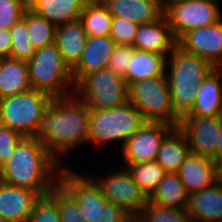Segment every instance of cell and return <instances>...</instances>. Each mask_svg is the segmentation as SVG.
<instances>
[{
  "mask_svg": "<svg viewBox=\"0 0 222 222\" xmlns=\"http://www.w3.org/2000/svg\"><path fill=\"white\" fill-rule=\"evenodd\" d=\"M89 118V107L76 95L53 98L37 138L58 162L74 146L88 143Z\"/></svg>",
  "mask_w": 222,
  "mask_h": 222,
  "instance_id": "cell-1",
  "label": "cell"
},
{
  "mask_svg": "<svg viewBox=\"0 0 222 222\" xmlns=\"http://www.w3.org/2000/svg\"><path fill=\"white\" fill-rule=\"evenodd\" d=\"M59 163L37 137H25L0 168V181L44 196L58 184Z\"/></svg>",
  "mask_w": 222,
  "mask_h": 222,
  "instance_id": "cell-2",
  "label": "cell"
},
{
  "mask_svg": "<svg viewBox=\"0 0 222 222\" xmlns=\"http://www.w3.org/2000/svg\"><path fill=\"white\" fill-rule=\"evenodd\" d=\"M170 71L165 73L170 87L171 102L175 114L182 119L194 105L199 84L215 67L207 60L189 53L179 45L169 55Z\"/></svg>",
  "mask_w": 222,
  "mask_h": 222,
  "instance_id": "cell-3",
  "label": "cell"
},
{
  "mask_svg": "<svg viewBox=\"0 0 222 222\" xmlns=\"http://www.w3.org/2000/svg\"><path fill=\"white\" fill-rule=\"evenodd\" d=\"M52 100L51 95L35 89L0 99V124L23 137H37Z\"/></svg>",
  "mask_w": 222,
  "mask_h": 222,
  "instance_id": "cell-4",
  "label": "cell"
},
{
  "mask_svg": "<svg viewBox=\"0 0 222 222\" xmlns=\"http://www.w3.org/2000/svg\"><path fill=\"white\" fill-rule=\"evenodd\" d=\"M27 65L32 89L43 91L53 98L74 94L75 84L71 70L64 63L55 43L37 49ZM69 87L72 90L68 94L66 89L70 90Z\"/></svg>",
  "mask_w": 222,
  "mask_h": 222,
  "instance_id": "cell-5",
  "label": "cell"
},
{
  "mask_svg": "<svg viewBox=\"0 0 222 222\" xmlns=\"http://www.w3.org/2000/svg\"><path fill=\"white\" fill-rule=\"evenodd\" d=\"M89 110L88 143L100 145L120 141L123 146L146 123L140 111L130 102L110 109Z\"/></svg>",
  "mask_w": 222,
  "mask_h": 222,
  "instance_id": "cell-6",
  "label": "cell"
},
{
  "mask_svg": "<svg viewBox=\"0 0 222 222\" xmlns=\"http://www.w3.org/2000/svg\"><path fill=\"white\" fill-rule=\"evenodd\" d=\"M128 102L143 115L146 122L178 127L181 120L174 112L166 76L143 79L128 85Z\"/></svg>",
  "mask_w": 222,
  "mask_h": 222,
  "instance_id": "cell-7",
  "label": "cell"
},
{
  "mask_svg": "<svg viewBox=\"0 0 222 222\" xmlns=\"http://www.w3.org/2000/svg\"><path fill=\"white\" fill-rule=\"evenodd\" d=\"M74 95L89 108L110 109L128 102L125 79L106 67L85 75L76 85Z\"/></svg>",
  "mask_w": 222,
  "mask_h": 222,
  "instance_id": "cell-8",
  "label": "cell"
},
{
  "mask_svg": "<svg viewBox=\"0 0 222 222\" xmlns=\"http://www.w3.org/2000/svg\"><path fill=\"white\" fill-rule=\"evenodd\" d=\"M220 8L218 3L206 0H164V16L177 40L188 31L219 21Z\"/></svg>",
  "mask_w": 222,
  "mask_h": 222,
  "instance_id": "cell-9",
  "label": "cell"
},
{
  "mask_svg": "<svg viewBox=\"0 0 222 222\" xmlns=\"http://www.w3.org/2000/svg\"><path fill=\"white\" fill-rule=\"evenodd\" d=\"M93 180L100 187L107 202L121 207L131 217H137L146 206L148 197L133 181L126 167Z\"/></svg>",
  "mask_w": 222,
  "mask_h": 222,
  "instance_id": "cell-10",
  "label": "cell"
},
{
  "mask_svg": "<svg viewBox=\"0 0 222 222\" xmlns=\"http://www.w3.org/2000/svg\"><path fill=\"white\" fill-rule=\"evenodd\" d=\"M58 175V185L76 202L81 218L85 222H93L107 203L100 187L91 176H81L67 167L61 166Z\"/></svg>",
  "mask_w": 222,
  "mask_h": 222,
  "instance_id": "cell-11",
  "label": "cell"
},
{
  "mask_svg": "<svg viewBox=\"0 0 222 222\" xmlns=\"http://www.w3.org/2000/svg\"><path fill=\"white\" fill-rule=\"evenodd\" d=\"M222 116H185L178 128L185 135L190 152L217 163V139Z\"/></svg>",
  "mask_w": 222,
  "mask_h": 222,
  "instance_id": "cell-12",
  "label": "cell"
},
{
  "mask_svg": "<svg viewBox=\"0 0 222 222\" xmlns=\"http://www.w3.org/2000/svg\"><path fill=\"white\" fill-rule=\"evenodd\" d=\"M174 128L165 123L146 122L123 144L125 164L155 161L163 140Z\"/></svg>",
  "mask_w": 222,
  "mask_h": 222,
  "instance_id": "cell-13",
  "label": "cell"
},
{
  "mask_svg": "<svg viewBox=\"0 0 222 222\" xmlns=\"http://www.w3.org/2000/svg\"><path fill=\"white\" fill-rule=\"evenodd\" d=\"M178 45L185 51L222 68V18L216 23L185 33Z\"/></svg>",
  "mask_w": 222,
  "mask_h": 222,
  "instance_id": "cell-14",
  "label": "cell"
},
{
  "mask_svg": "<svg viewBox=\"0 0 222 222\" xmlns=\"http://www.w3.org/2000/svg\"><path fill=\"white\" fill-rule=\"evenodd\" d=\"M189 194L213 186L222 178L221 166L214 160L190 153L177 171Z\"/></svg>",
  "mask_w": 222,
  "mask_h": 222,
  "instance_id": "cell-15",
  "label": "cell"
},
{
  "mask_svg": "<svg viewBox=\"0 0 222 222\" xmlns=\"http://www.w3.org/2000/svg\"><path fill=\"white\" fill-rule=\"evenodd\" d=\"M177 45L178 40L164 15L156 21L139 25L132 43L135 49L158 53L166 57Z\"/></svg>",
  "mask_w": 222,
  "mask_h": 222,
  "instance_id": "cell-16",
  "label": "cell"
},
{
  "mask_svg": "<svg viewBox=\"0 0 222 222\" xmlns=\"http://www.w3.org/2000/svg\"><path fill=\"white\" fill-rule=\"evenodd\" d=\"M40 195L0 181V216L9 222H28Z\"/></svg>",
  "mask_w": 222,
  "mask_h": 222,
  "instance_id": "cell-17",
  "label": "cell"
},
{
  "mask_svg": "<svg viewBox=\"0 0 222 222\" xmlns=\"http://www.w3.org/2000/svg\"><path fill=\"white\" fill-rule=\"evenodd\" d=\"M113 18L137 25L151 23L164 15V0H101Z\"/></svg>",
  "mask_w": 222,
  "mask_h": 222,
  "instance_id": "cell-18",
  "label": "cell"
},
{
  "mask_svg": "<svg viewBox=\"0 0 222 222\" xmlns=\"http://www.w3.org/2000/svg\"><path fill=\"white\" fill-rule=\"evenodd\" d=\"M115 46L110 36L88 37L81 59L71 70L74 84L88 73L106 68Z\"/></svg>",
  "mask_w": 222,
  "mask_h": 222,
  "instance_id": "cell-19",
  "label": "cell"
},
{
  "mask_svg": "<svg viewBox=\"0 0 222 222\" xmlns=\"http://www.w3.org/2000/svg\"><path fill=\"white\" fill-rule=\"evenodd\" d=\"M187 213L192 222L222 220V178L207 189L189 194Z\"/></svg>",
  "mask_w": 222,
  "mask_h": 222,
  "instance_id": "cell-20",
  "label": "cell"
},
{
  "mask_svg": "<svg viewBox=\"0 0 222 222\" xmlns=\"http://www.w3.org/2000/svg\"><path fill=\"white\" fill-rule=\"evenodd\" d=\"M222 68H215L199 84L191 112L187 116H222Z\"/></svg>",
  "mask_w": 222,
  "mask_h": 222,
  "instance_id": "cell-21",
  "label": "cell"
},
{
  "mask_svg": "<svg viewBox=\"0 0 222 222\" xmlns=\"http://www.w3.org/2000/svg\"><path fill=\"white\" fill-rule=\"evenodd\" d=\"M87 39V33L80 20L56 26L55 45L70 70L81 59Z\"/></svg>",
  "mask_w": 222,
  "mask_h": 222,
  "instance_id": "cell-22",
  "label": "cell"
},
{
  "mask_svg": "<svg viewBox=\"0 0 222 222\" xmlns=\"http://www.w3.org/2000/svg\"><path fill=\"white\" fill-rule=\"evenodd\" d=\"M89 0H28L29 9L55 26L79 20Z\"/></svg>",
  "mask_w": 222,
  "mask_h": 222,
  "instance_id": "cell-23",
  "label": "cell"
},
{
  "mask_svg": "<svg viewBox=\"0 0 222 222\" xmlns=\"http://www.w3.org/2000/svg\"><path fill=\"white\" fill-rule=\"evenodd\" d=\"M32 89L26 61L0 58V99Z\"/></svg>",
  "mask_w": 222,
  "mask_h": 222,
  "instance_id": "cell-24",
  "label": "cell"
},
{
  "mask_svg": "<svg viewBox=\"0 0 222 222\" xmlns=\"http://www.w3.org/2000/svg\"><path fill=\"white\" fill-rule=\"evenodd\" d=\"M168 58L158 53L135 49L123 78L129 85L139 80L165 76Z\"/></svg>",
  "mask_w": 222,
  "mask_h": 222,
  "instance_id": "cell-25",
  "label": "cell"
},
{
  "mask_svg": "<svg viewBox=\"0 0 222 222\" xmlns=\"http://www.w3.org/2000/svg\"><path fill=\"white\" fill-rule=\"evenodd\" d=\"M190 153L185 135L175 127L163 140L155 161L166 173H177Z\"/></svg>",
  "mask_w": 222,
  "mask_h": 222,
  "instance_id": "cell-26",
  "label": "cell"
},
{
  "mask_svg": "<svg viewBox=\"0 0 222 222\" xmlns=\"http://www.w3.org/2000/svg\"><path fill=\"white\" fill-rule=\"evenodd\" d=\"M148 200L165 207L187 209L189 193L177 173H166Z\"/></svg>",
  "mask_w": 222,
  "mask_h": 222,
  "instance_id": "cell-27",
  "label": "cell"
},
{
  "mask_svg": "<svg viewBox=\"0 0 222 222\" xmlns=\"http://www.w3.org/2000/svg\"><path fill=\"white\" fill-rule=\"evenodd\" d=\"M112 19L101 0H89L79 18L88 37L110 36Z\"/></svg>",
  "mask_w": 222,
  "mask_h": 222,
  "instance_id": "cell-28",
  "label": "cell"
},
{
  "mask_svg": "<svg viewBox=\"0 0 222 222\" xmlns=\"http://www.w3.org/2000/svg\"><path fill=\"white\" fill-rule=\"evenodd\" d=\"M22 19L26 22L29 40L36 50L55 43L56 26L54 24L29 8Z\"/></svg>",
  "mask_w": 222,
  "mask_h": 222,
  "instance_id": "cell-29",
  "label": "cell"
},
{
  "mask_svg": "<svg viewBox=\"0 0 222 222\" xmlns=\"http://www.w3.org/2000/svg\"><path fill=\"white\" fill-rule=\"evenodd\" d=\"M133 181L149 197L163 180L165 170L156 162H143L126 165Z\"/></svg>",
  "mask_w": 222,
  "mask_h": 222,
  "instance_id": "cell-30",
  "label": "cell"
},
{
  "mask_svg": "<svg viewBox=\"0 0 222 222\" xmlns=\"http://www.w3.org/2000/svg\"><path fill=\"white\" fill-rule=\"evenodd\" d=\"M137 217L141 222H192L187 209L165 207L149 200Z\"/></svg>",
  "mask_w": 222,
  "mask_h": 222,
  "instance_id": "cell-31",
  "label": "cell"
},
{
  "mask_svg": "<svg viewBox=\"0 0 222 222\" xmlns=\"http://www.w3.org/2000/svg\"><path fill=\"white\" fill-rule=\"evenodd\" d=\"M12 47L11 57L23 61H29L36 49L31 44L28 37L26 22L21 19L10 28Z\"/></svg>",
  "mask_w": 222,
  "mask_h": 222,
  "instance_id": "cell-32",
  "label": "cell"
},
{
  "mask_svg": "<svg viewBox=\"0 0 222 222\" xmlns=\"http://www.w3.org/2000/svg\"><path fill=\"white\" fill-rule=\"evenodd\" d=\"M28 222H61L56 203V186L36 201Z\"/></svg>",
  "mask_w": 222,
  "mask_h": 222,
  "instance_id": "cell-33",
  "label": "cell"
},
{
  "mask_svg": "<svg viewBox=\"0 0 222 222\" xmlns=\"http://www.w3.org/2000/svg\"><path fill=\"white\" fill-rule=\"evenodd\" d=\"M28 8V0H0V29L10 30Z\"/></svg>",
  "mask_w": 222,
  "mask_h": 222,
  "instance_id": "cell-34",
  "label": "cell"
},
{
  "mask_svg": "<svg viewBox=\"0 0 222 222\" xmlns=\"http://www.w3.org/2000/svg\"><path fill=\"white\" fill-rule=\"evenodd\" d=\"M56 203L61 222H85L76 202L57 184Z\"/></svg>",
  "mask_w": 222,
  "mask_h": 222,
  "instance_id": "cell-35",
  "label": "cell"
},
{
  "mask_svg": "<svg viewBox=\"0 0 222 222\" xmlns=\"http://www.w3.org/2000/svg\"><path fill=\"white\" fill-rule=\"evenodd\" d=\"M138 26L136 23L123 18H113L110 37L116 45H132Z\"/></svg>",
  "mask_w": 222,
  "mask_h": 222,
  "instance_id": "cell-36",
  "label": "cell"
},
{
  "mask_svg": "<svg viewBox=\"0 0 222 222\" xmlns=\"http://www.w3.org/2000/svg\"><path fill=\"white\" fill-rule=\"evenodd\" d=\"M24 138L18 132L0 124V168L11 158L17 145Z\"/></svg>",
  "mask_w": 222,
  "mask_h": 222,
  "instance_id": "cell-37",
  "label": "cell"
},
{
  "mask_svg": "<svg viewBox=\"0 0 222 222\" xmlns=\"http://www.w3.org/2000/svg\"><path fill=\"white\" fill-rule=\"evenodd\" d=\"M134 51L135 48L132 45H116L107 67L110 68L115 74L124 77Z\"/></svg>",
  "mask_w": 222,
  "mask_h": 222,
  "instance_id": "cell-38",
  "label": "cell"
},
{
  "mask_svg": "<svg viewBox=\"0 0 222 222\" xmlns=\"http://www.w3.org/2000/svg\"><path fill=\"white\" fill-rule=\"evenodd\" d=\"M130 218L131 216L121 207L107 202L93 222H127Z\"/></svg>",
  "mask_w": 222,
  "mask_h": 222,
  "instance_id": "cell-39",
  "label": "cell"
},
{
  "mask_svg": "<svg viewBox=\"0 0 222 222\" xmlns=\"http://www.w3.org/2000/svg\"><path fill=\"white\" fill-rule=\"evenodd\" d=\"M12 38L10 30L0 29V58L11 57Z\"/></svg>",
  "mask_w": 222,
  "mask_h": 222,
  "instance_id": "cell-40",
  "label": "cell"
},
{
  "mask_svg": "<svg viewBox=\"0 0 222 222\" xmlns=\"http://www.w3.org/2000/svg\"><path fill=\"white\" fill-rule=\"evenodd\" d=\"M217 141V163L222 166V120L220 121V128Z\"/></svg>",
  "mask_w": 222,
  "mask_h": 222,
  "instance_id": "cell-41",
  "label": "cell"
},
{
  "mask_svg": "<svg viewBox=\"0 0 222 222\" xmlns=\"http://www.w3.org/2000/svg\"><path fill=\"white\" fill-rule=\"evenodd\" d=\"M127 222H141L138 217H131Z\"/></svg>",
  "mask_w": 222,
  "mask_h": 222,
  "instance_id": "cell-42",
  "label": "cell"
},
{
  "mask_svg": "<svg viewBox=\"0 0 222 222\" xmlns=\"http://www.w3.org/2000/svg\"><path fill=\"white\" fill-rule=\"evenodd\" d=\"M0 222H9V221L0 216Z\"/></svg>",
  "mask_w": 222,
  "mask_h": 222,
  "instance_id": "cell-43",
  "label": "cell"
},
{
  "mask_svg": "<svg viewBox=\"0 0 222 222\" xmlns=\"http://www.w3.org/2000/svg\"><path fill=\"white\" fill-rule=\"evenodd\" d=\"M206 1H210V2H213V3H217L219 0H206Z\"/></svg>",
  "mask_w": 222,
  "mask_h": 222,
  "instance_id": "cell-44",
  "label": "cell"
}]
</instances>
